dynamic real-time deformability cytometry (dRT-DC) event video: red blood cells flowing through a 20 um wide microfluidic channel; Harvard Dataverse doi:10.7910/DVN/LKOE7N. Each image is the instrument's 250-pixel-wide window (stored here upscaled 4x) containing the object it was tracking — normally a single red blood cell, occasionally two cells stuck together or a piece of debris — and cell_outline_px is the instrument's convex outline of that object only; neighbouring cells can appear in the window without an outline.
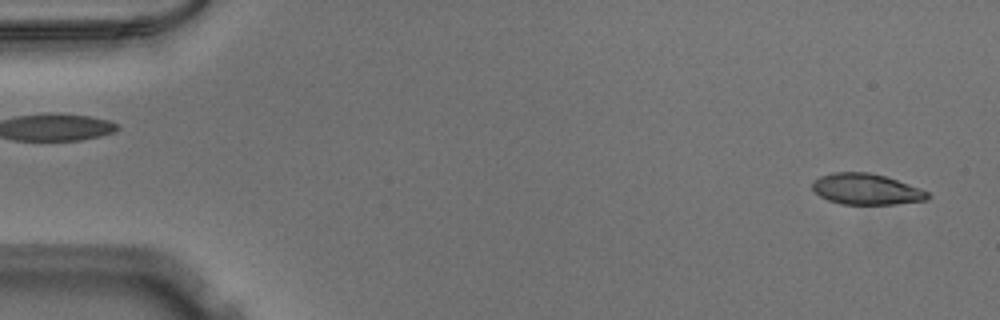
{"species": "Egyptian fruit bat (a non-hibernating species)", "species_latin": "Rousettus aegyptiacus", "temperature_condition": "warm", "stored_images_in_passage": 51, "camera_frame_rate_fps": 3000, "um_per_image_px": 0.085, "animal": {"sex": "male"}, "frame": {"image": 1, "passage_image": 2, "time_ms": 0.333, "image_size_px": [1000, 320], "cell_outline_px": [[932, 196], [924, 200], [896, 204], [840, 204], [828, 200], [820, 196], [812, 188], [812, 180], [820, 176], [832, 172], [868, 172], [884, 176], [920, 188], [928, 192]], "centroid_in_image_um": [73.6, 16.08], "position_along_channel_um": 11.4, "area_um2": 20.75}}
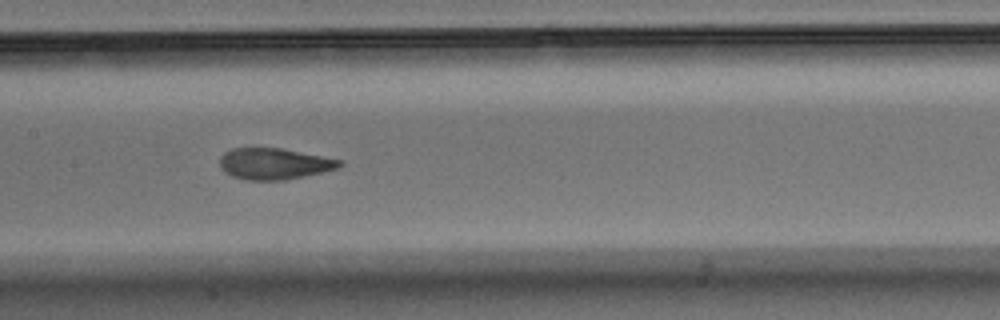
{"frame": {"image": 2, "passage_image": 25, "time_ms": 8.0, "image_size_px": [1000, 320], "cell_outline_px": [[344, 164], [340, 168], [284, 180], [248, 180], [232, 176], [224, 172], [220, 168], [220, 156], [224, 152], [232, 148], [280, 148], [344, 160]], "centroid_in_image_um": [23.31, 13.91], "position_along_channel_um": 184.1, "area_um2": 21.91}}
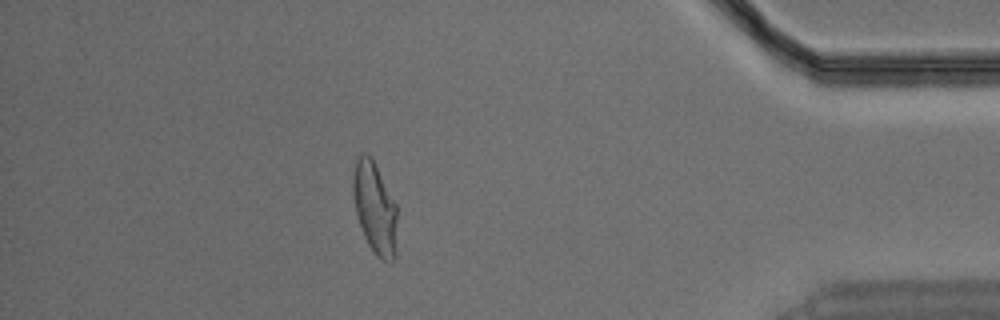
{"frame": {"image": 3, "passage_image": 45, "time_ms": 14.667, "image_size_px": [1000, 320], "cell_outline_px": [[396, 256], [392, 260], [380, 260], [376, 256], [368, 244], [364, 236], [356, 212], [352, 188], [352, 176], [356, 160], [364, 152], [368, 152], [372, 156], [396, 204]], "centroid_in_image_um": [31.85, 17.65], "position_along_channel_um": 403.3, "area_um2": 23.64}}